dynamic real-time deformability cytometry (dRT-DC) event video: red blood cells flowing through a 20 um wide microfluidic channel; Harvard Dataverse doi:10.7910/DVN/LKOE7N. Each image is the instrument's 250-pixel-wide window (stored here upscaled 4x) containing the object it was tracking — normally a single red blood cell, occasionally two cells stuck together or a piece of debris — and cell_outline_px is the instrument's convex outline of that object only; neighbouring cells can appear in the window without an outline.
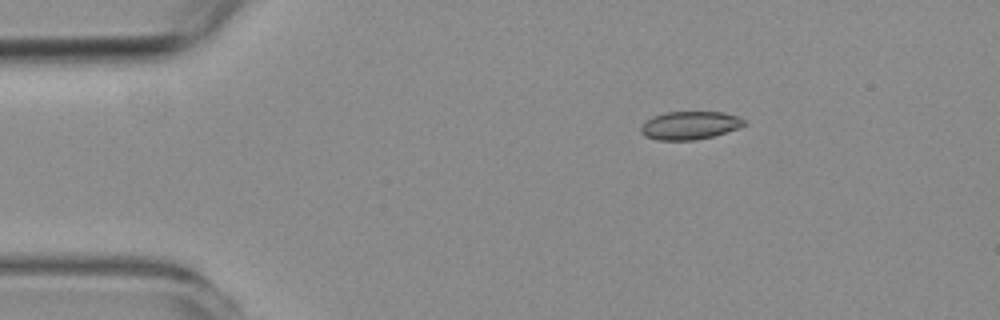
{"species": "common noctule bat (a hibernating species)", "species_latin": "Nyctalus noctula", "temperature_condition": "room temperature", "stored_images_in_passage": 49, "camera_frame_rate_fps": 3000, "um_per_image_px": 0.085, "animal": {"sex": "female", "body_mass_g": 19.3, "forearm_length_mm": 54.1}, "frame": {"image": 1, "passage_image": 1, "time_ms": 0.0, "image_size_px": [1000, 320], "cell_outline_px": [[748, 124], [712, 136], [696, 140], [656, 140], [644, 136], [640, 132], [640, 128], [652, 116], [664, 112], [724, 112], [736, 116], [744, 120]], "centroid_in_image_um": [58.6, 10.66], "position_along_channel_um": 26.4, "area_um2": 16.82}}
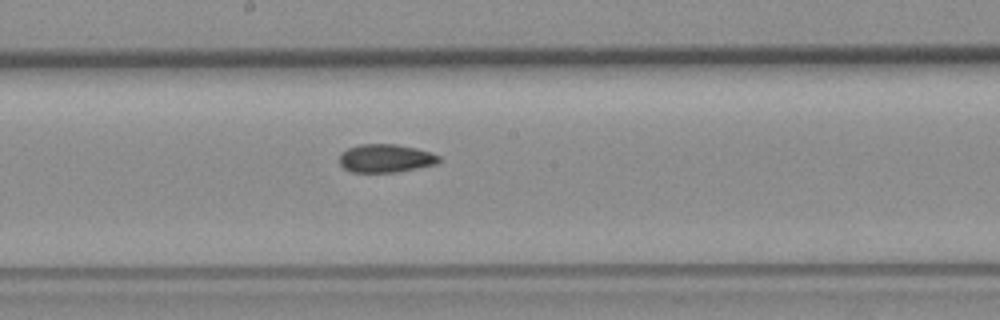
{"frame": {"image": 2, "passage_image": 22, "time_ms": 7.0, "image_size_px": [1000, 320], "cell_outline_px": [[440, 160], [436, 164], [396, 172], [352, 172], [344, 168], [340, 164], [340, 152], [348, 148], [360, 144], [396, 144], [416, 148], [432, 152], [440, 156]], "centroid_in_image_um": [32.78, 13.45], "position_along_channel_um": 215.4, "area_um2": 16.42}}
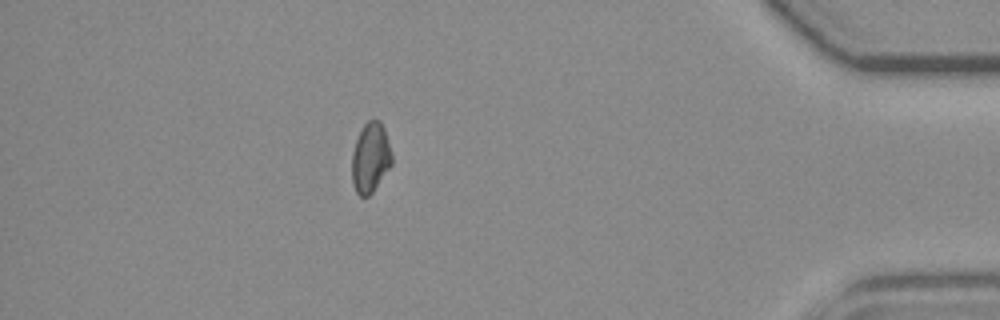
{"frame": {"image": 3, "passage_image": 42, "time_ms": 13.667, "image_size_px": [1000, 320], "cell_outline_px": [[392, 164], [372, 192], [368, 196], [360, 196], [356, 192], [352, 184], [352, 152], [356, 140], [364, 124], [372, 116], [380, 120], [384, 128], [392, 156]], "centroid_in_image_um": [31.48, 13.37], "position_along_channel_um": 403.7, "area_um2": 16.3}, "authors_computed_cell_mechanics": {"area_um2": 16.7042, "velocity_mm_per_s": 3.5698, "shape_relaxation_time_tau1_ms": null, "shape_relaxation_time_tau2_ms": 4.8766, "deformation_change_tau1": null, "deformation_change_tau2": 0.093}}